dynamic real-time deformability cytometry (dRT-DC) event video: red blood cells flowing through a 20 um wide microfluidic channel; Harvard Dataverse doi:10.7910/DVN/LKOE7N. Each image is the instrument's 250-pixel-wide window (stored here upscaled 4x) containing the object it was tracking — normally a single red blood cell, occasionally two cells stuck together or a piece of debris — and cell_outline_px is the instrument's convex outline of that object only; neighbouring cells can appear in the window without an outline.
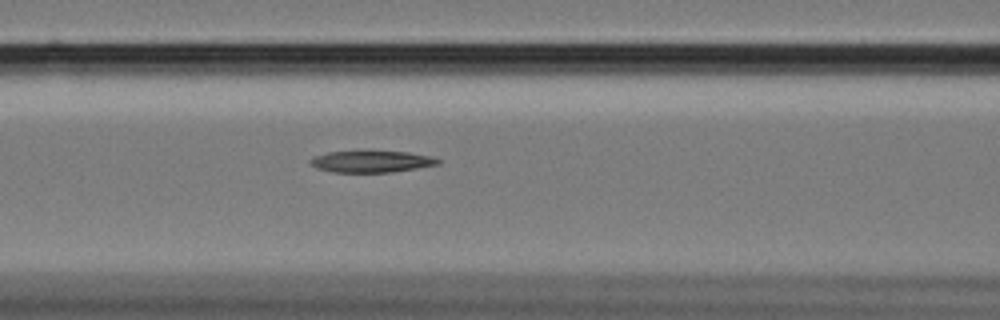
{"species": "Egyptian fruit bat (a non-hibernating species)", "species_latin": "Rousettus aegyptiacus", "temperature_condition": "cold", "stored_images_in_passage": 53, "camera_frame_rate_fps": 3000, "um_per_image_px": 0.085, "animal": {"sex": "female"}, "frame": {"image": 1, "passage_image": 19, "time_ms": 6.0, "image_size_px": [1000, 320], "cell_outline_px": [[440, 164], [392, 172], [336, 172], [316, 168], [308, 160], [316, 156], [328, 152], [360, 148], [408, 152], [432, 156], [440, 160]], "centroid_in_image_um": [31.57, 13.67], "position_along_channel_um": 135.0, "area_um2": 16.88}}
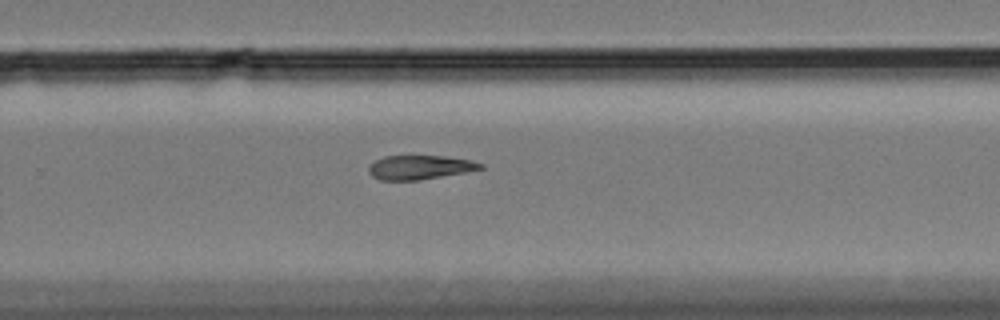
{"frame": {"image": 2, "passage_image": 33, "time_ms": 10.667, "image_size_px": [1000, 320], "cell_outline_px": [[484, 168], [464, 172], [420, 180], [380, 180], [372, 176], [368, 172], [368, 168], [376, 160], [384, 156], [448, 156], [472, 160], [484, 164]], "centroid_in_image_um": [35.7, 14.22], "position_along_channel_um": 294.1, "area_um2": 15.66}}
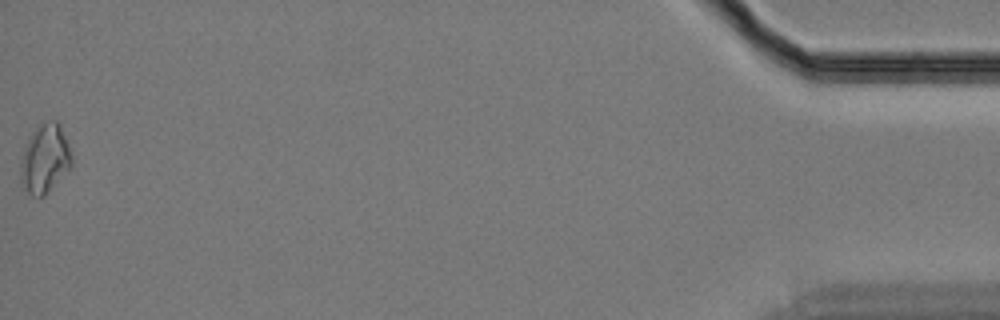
{"frame": {"image": 3, "passage_image": 53, "time_ms": 17.333, "image_size_px": [1000, 320], "cell_outline_px": [[72, 164], [44, 196], [32, 196], [20, 184], [20, 160], [24, 148], [32, 132], [40, 124], [52, 120], [56, 120], [60, 124], [72, 156]], "centroid_in_image_um": [3.78, 13.49], "position_along_channel_um": 431.4, "area_um2": 20.23}, "authors_computed_cell_mechanics": {"area_um2": 16.9354, "velocity_mm_per_s": 3.4159, "shape_relaxation_time_tau1_ms": 8.8744, "shape_relaxation_time_tau2_ms": null, "deformation_change_tau1": 0.2146, "deformation_change_tau2": null}}